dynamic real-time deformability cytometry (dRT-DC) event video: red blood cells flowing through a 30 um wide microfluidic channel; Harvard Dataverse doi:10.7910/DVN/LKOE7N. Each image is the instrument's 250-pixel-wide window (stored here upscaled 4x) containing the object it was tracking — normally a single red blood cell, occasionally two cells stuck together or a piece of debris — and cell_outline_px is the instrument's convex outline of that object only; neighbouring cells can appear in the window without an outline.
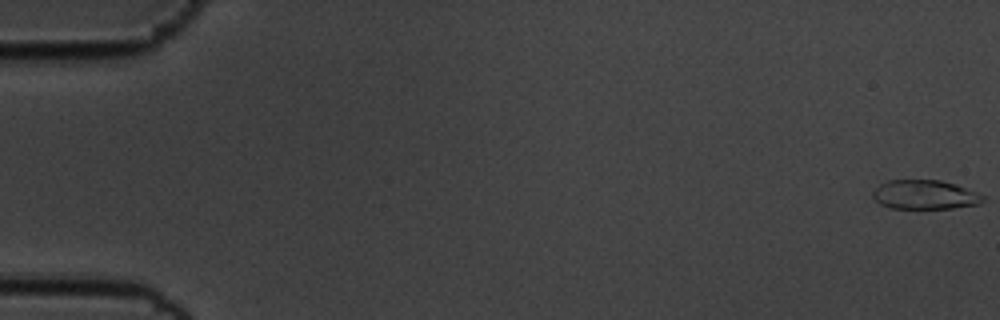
{"species": "common noctule bat (a hibernating species)", "species_latin": "Nyctalus noctula", "temperature_condition": "cold", "stored_images_in_passage": 57, "camera_frame_rate_fps": 3000, "um_per_image_px": 0.085, "animal": {"sex": "male", "body_mass_g": 19.5, "forearm_length_mm": 54.6}, "frame": {"image": 1, "passage_image": 1, "time_ms": 0.0, "image_size_px": [1000, 320], "cell_outline_px": [[984, 200], [980, 204], [952, 208], [892, 208], [880, 204], [872, 196], [872, 192], [880, 184], [888, 180], [940, 180], [956, 184], [976, 192], [984, 196]], "centroid_in_image_um": [78.61, 16.54], "position_along_channel_um": 6.4, "area_um2": 18.67}}
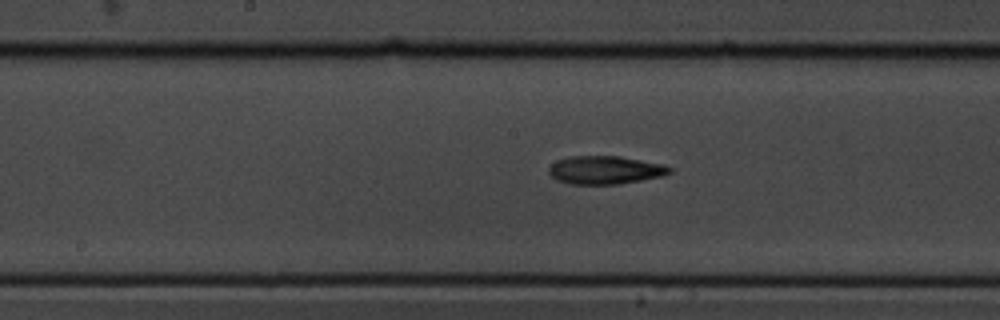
{"frame": {"image": 2, "passage_image": 30, "time_ms": 9.667, "image_size_px": [1000, 320], "cell_outline_px": [[672, 172], [660, 176], [620, 184], [572, 184], [556, 180], [548, 172], [548, 168], [556, 160], [568, 156], [620, 156], [664, 164], [672, 168]], "centroid_in_image_um": [51.42, 14.44], "position_along_channel_um": 196.8, "area_um2": 19.88}}
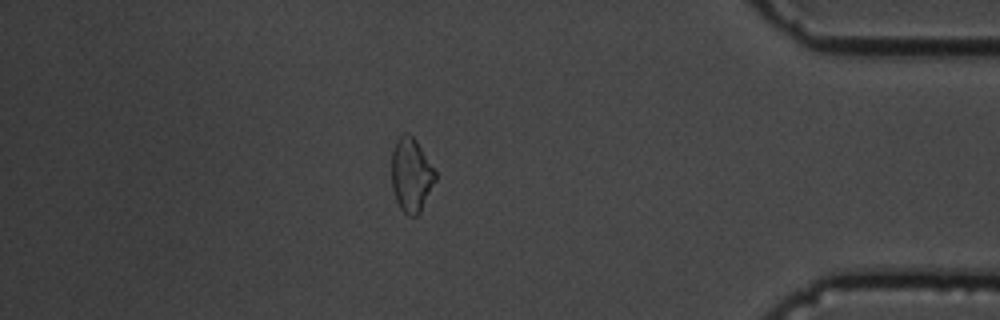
{"frame": {"image": 3, "passage_image": 50, "time_ms": 16.333, "image_size_px": [1000, 320], "cell_outline_px": [[436, 180], [420, 212], [416, 216], [408, 216], [400, 208], [396, 200], [392, 188], [392, 152], [396, 140], [404, 132], [408, 132], [416, 140], [436, 172]], "centroid_in_image_um": [34.95, 14.87], "position_along_channel_um": 400.3, "area_um2": 18.79}, "authors_computed_cell_mechanics": {"area_um2": 19.2474, "velocity_mm_per_s": 3.5538, "shape_relaxation_time_tau1_ms": 6.5619, "shape_relaxation_time_tau2_ms": 7.1816, "deformation_change_tau1": 0.1702, "deformation_change_tau2": 0.1339}}